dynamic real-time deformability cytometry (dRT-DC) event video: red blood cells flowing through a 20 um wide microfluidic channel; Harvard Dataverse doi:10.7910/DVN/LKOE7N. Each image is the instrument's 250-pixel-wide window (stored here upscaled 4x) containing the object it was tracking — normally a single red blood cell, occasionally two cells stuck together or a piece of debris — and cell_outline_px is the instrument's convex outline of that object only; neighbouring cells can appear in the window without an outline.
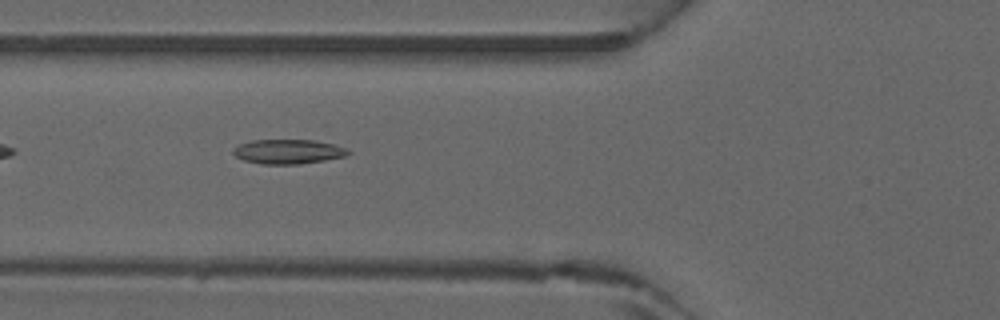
{"species": "common noctule bat (a hibernating species)", "species_latin": "Nyctalus noctula", "temperature_condition": "warm", "stored_images_in_passage": 4, "camera_frame_rate_fps": 3000, "um_per_image_px": 0.085, "animal": {"sex": "male", "forearm_length_mm": 52.5}, "frame": {"image": 1, "passage_image": 4, "time_ms": 1.0, "image_size_px": [1000, 320], "cell_outline_px": [[352, 152], [344, 156], [324, 160], [300, 164], [260, 164], [244, 160], [236, 156], [232, 152], [232, 148], [240, 144], [252, 140], [316, 140], [332, 144], [344, 148]], "centroid_in_image_um": [24.45, 12.88], "position_along_channel_um": 101.3, "area_um2": 16.3}}